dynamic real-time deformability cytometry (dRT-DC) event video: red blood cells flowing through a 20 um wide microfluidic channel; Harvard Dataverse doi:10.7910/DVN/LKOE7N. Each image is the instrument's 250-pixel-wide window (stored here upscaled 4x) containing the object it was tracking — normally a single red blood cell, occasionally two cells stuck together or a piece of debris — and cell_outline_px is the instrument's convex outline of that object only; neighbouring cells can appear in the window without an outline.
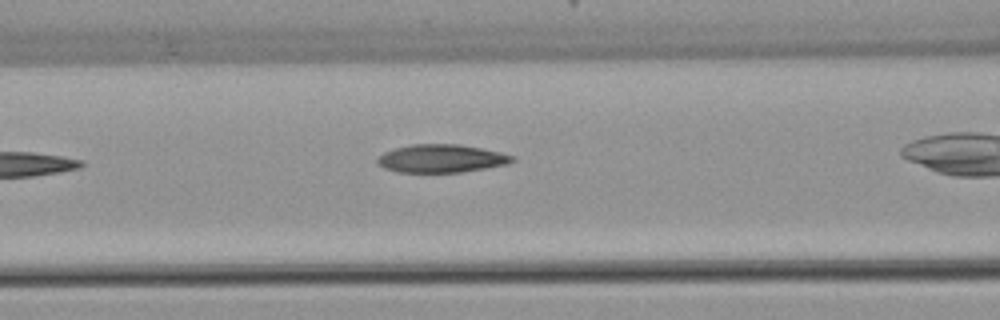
{"species": "common noctule bat (a hibernating species)", "species_latin": "Nyctalus noctula", "temperature_condition": "warm", "stored_images_in_passage": 4, "camera_frame_rate_fps": 3000, "um_per_image_px": 0.085, "animal": {"sex": "female", "body_mass_g": 22.7, "forearm_length_mm": 54.2}, "frame": {"image": 1, "passage_image": 4, "time_ms": 3.667, "image_size_px": [1000, 320], "cell_outline_px": [[516, 160], [508, 164], [460, 172], [396, 172], [384, 168], [376, 160], [384, 152], [396, 148], [412, 144], [460, 144], [500, 152], [516, 156]], "centroid_in_image_um": [37.54, 13.47], "position_along_channel_um": 129.1, "area_um2": 21.96}}